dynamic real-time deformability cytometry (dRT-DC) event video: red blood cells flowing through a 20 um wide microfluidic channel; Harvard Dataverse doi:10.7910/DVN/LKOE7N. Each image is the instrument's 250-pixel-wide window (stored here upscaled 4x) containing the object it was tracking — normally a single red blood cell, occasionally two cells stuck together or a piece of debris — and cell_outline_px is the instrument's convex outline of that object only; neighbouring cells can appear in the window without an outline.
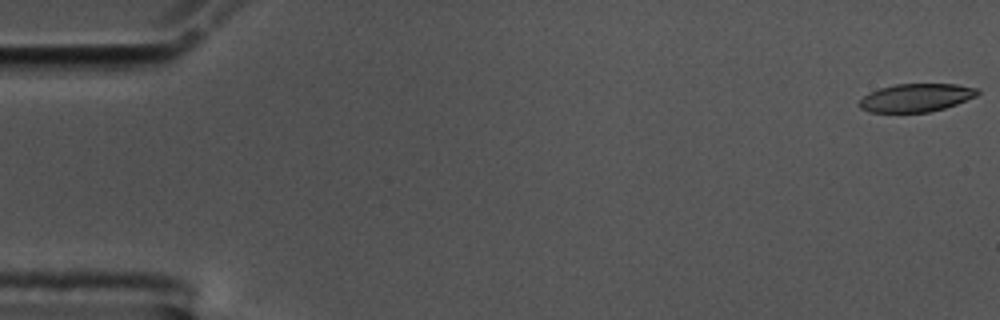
{"species": "common noctule bat (a hibernating species)", "species_latin": "Nyctalus noctula", "temperature_condition": "cold", "stored_images_in_passage": 56, "camera_frame_rate_fps": 3000, "um_per_image_px": 0.085, "animal": {"sex": "male", "body_mass_g": 17.5, "forearm_length_mm": 52.3}, "frame": {"image": 1, "passage_image": 1, "time_ms": 0.0, "image_size_px": [1000, 320], "cell_outline_px": [[980, 92], [976, 96], [956, 104], [944, 108], [928, 112], [868, 112], [860, 108], [856, 104], [868, 92], [880, 88], [896, 84], [956, 84], [980, 88]], "centroid_in_image_um": [77.85, 8.3], "position_along_channel_um": 7.1, "area_um2": 19.48}}
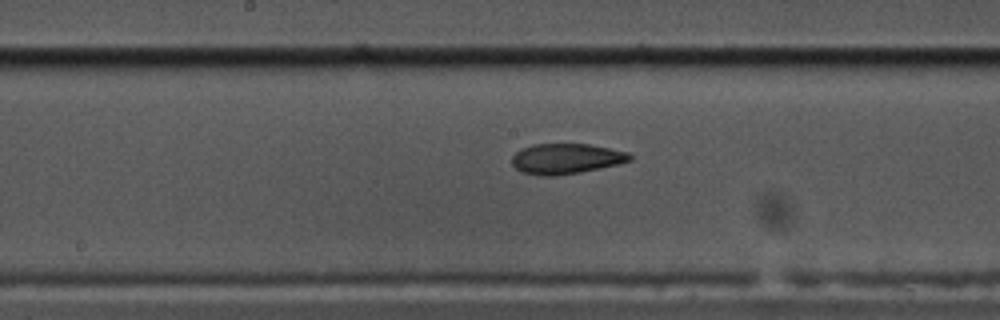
{"frame": {"image": 2, "passage_image": 29, "time_ms": 9.333, "image_size_px": [1000, 320], "cell_outline_px": [[632, 160], [600, 168], [580, 172], [556, 176], [540, 176], [520, 172], [512, 164], [512, 156], [520, 148], [532, 144], [588, 144], [628, 152], [632, 156]], "centroid_in_image_um": [48.07, 13.49], "position_along_channel_um": 200.1, "area_um2": 20.92}}
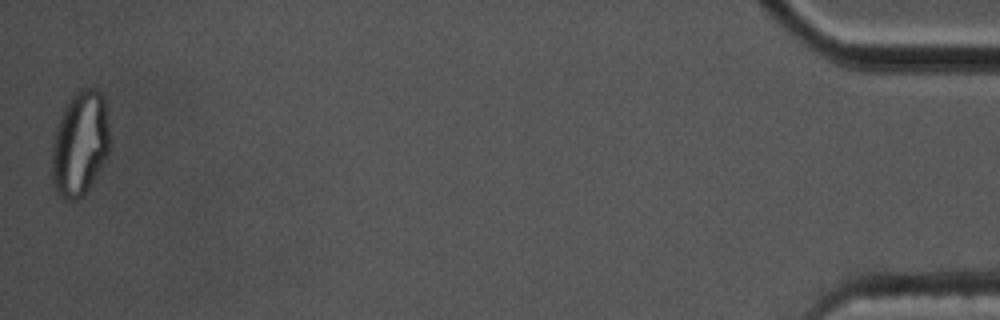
{"frame": {"image": 3, "passage_image": 56, "time_ms": 18.333, "image_size_px": [1000, 320], "cell_outline_px": [[108, 152], [104, 160], [88, 188], [76, 200], [64, 200], [60, 196], [52, 184], [52, 144], [56, 128], [60, 116], [68, 100], [80, 88], [96, 88], [104, 96], [108, 124]], "centroid_in_image_um": [6.77, 12.18], "position_along_channel_um": 428.4, "area_um2": 34.97}, "authors_computed_cell_mechanics": {"area_um2": 21.386, "velocity_mm_per_s": 3.5767, "shape_relaxation_time_tau1_ms": null, "shape_relaxation_time_tau2_ms": 3.0576, "deformation_change_tau1": null, "deformation_change_tau2": 0.0892}}